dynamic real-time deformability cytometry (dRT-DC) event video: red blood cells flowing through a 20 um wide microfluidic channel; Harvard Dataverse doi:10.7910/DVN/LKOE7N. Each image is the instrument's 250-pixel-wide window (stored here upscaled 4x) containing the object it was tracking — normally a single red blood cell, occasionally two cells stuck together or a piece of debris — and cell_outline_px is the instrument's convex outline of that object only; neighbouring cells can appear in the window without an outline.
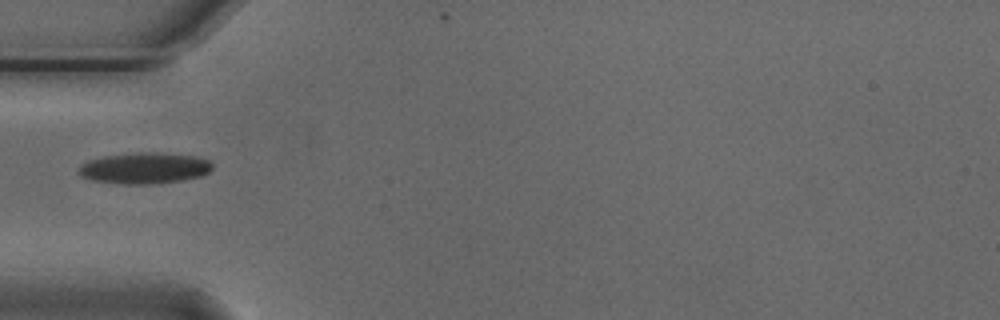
{"species": "Egyptian fruit bat (a non-hibernating species)", "species_latin": "Rousettus aegyptiacus", "temperature_condition": "cold", "stored_images_in_passage": 34, "camera_frame_rate_fps": 3000, "um_per_image_px": 0.085, "animal": {"sex": "male"}, "frame": {"image": 1, "passage_image": 1, "time_ms": 0.0, "image_size_px": [1000, 320], "cell_outline_px": [[212, 168], [208, 172], [200, 176], [184, 180], [152, 184], [124, 184], [92, 180], [80, 176], [80, 164], [88, 160], [104, 156], [136, 152], [156, 152], [196, 156], [208, 160], [212, 164]], "centroid_in_image_um": [12.28, 14.28], "position_along_channel_um": 72.7, "area_um2": 24.28}}
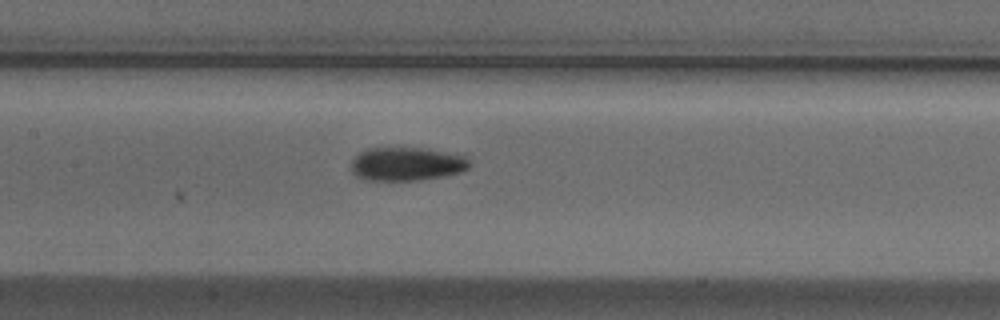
{"frame": {"image": 2, "passage_image": 9, "time_ms": 2.667, "image_size_px": [1000, 320], "cell_outline_px": [[468, 168], [460, 172], [420, 180], [368, 180], [356, 176], [352, 172], [352, 160], [360, 152], [368, 148], [424, 148], [464, 156], [468, 160]], "centroid_in_image_um": [34.52, 13.94], "position_along_channel_um": 172.9, "area_um2": 22.72}}
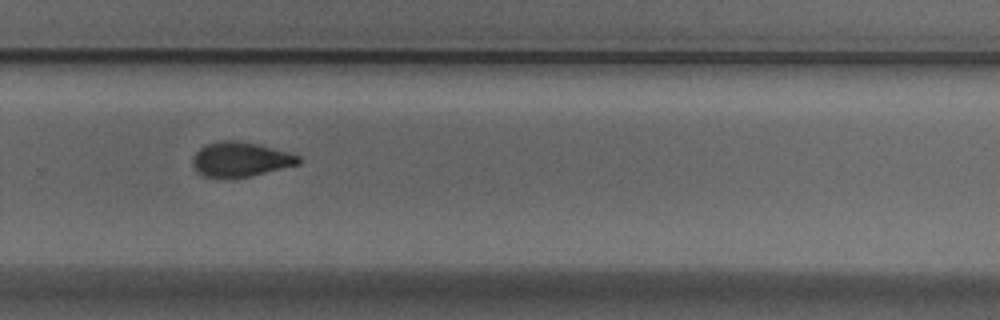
{"frame": {"image": 3, "passage_image": 20, "time_ms": 6.333, "image_size_px": [1000, 320], "cell_outline_px": [[300, 164], [252, 176], [204, 176], [196, 172], [192, 164], [192, 160], [196, 152], [200, 148], [208, 144], [224, 140], [236, 140], [260, 144], [300, 156]], "centroid_in_image_um": [20.45, 13.53], "position_along_channel_um": 309.3, "area_um2": 21.1}}